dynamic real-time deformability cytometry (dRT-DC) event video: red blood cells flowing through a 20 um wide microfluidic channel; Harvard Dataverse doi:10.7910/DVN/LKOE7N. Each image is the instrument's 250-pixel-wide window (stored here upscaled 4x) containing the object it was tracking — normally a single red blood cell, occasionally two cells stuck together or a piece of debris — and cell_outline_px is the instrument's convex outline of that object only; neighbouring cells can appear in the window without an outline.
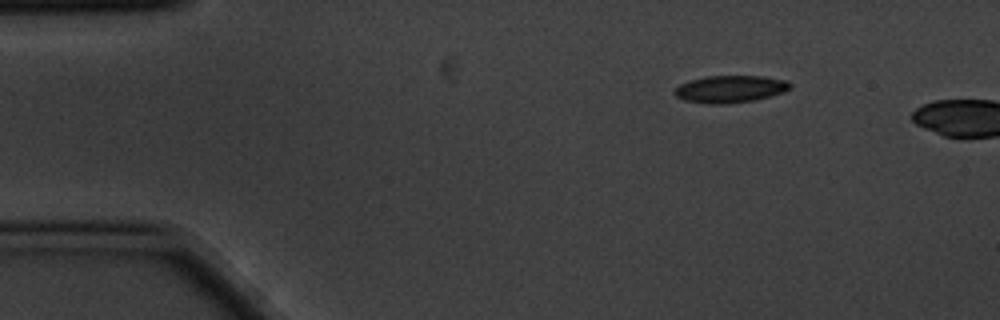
{"species": "common noctule bat (a hibernating species)", "species_latin": "Nyctalus noctula", "temperature_condition": "cold", "stored_images_in_passage": 2, "camera_frame_rate_fps": 3000, "um_per_image_px": 0.085, "animal": {"sex": "male", "body_mass_g": 20.1, "forearm_length_mm": 53.5}, "frame": {"image": 1, "passage_image": 1, "time_ms": 0.0, "image_size_px": [1000, 320], "cell_outline_px": [[792, 88], [784, 92], [756, 100], [728, 104], [708, 104], [684, 100], [676, 96], [672, 92], [680, 84], [704, 76], [760, 76], [788, 80], [792, 84]], "centroid_in_image_um": [62.1, 7.57], "position_along_channel_um": 22.9, "area_um2": 18.5}}